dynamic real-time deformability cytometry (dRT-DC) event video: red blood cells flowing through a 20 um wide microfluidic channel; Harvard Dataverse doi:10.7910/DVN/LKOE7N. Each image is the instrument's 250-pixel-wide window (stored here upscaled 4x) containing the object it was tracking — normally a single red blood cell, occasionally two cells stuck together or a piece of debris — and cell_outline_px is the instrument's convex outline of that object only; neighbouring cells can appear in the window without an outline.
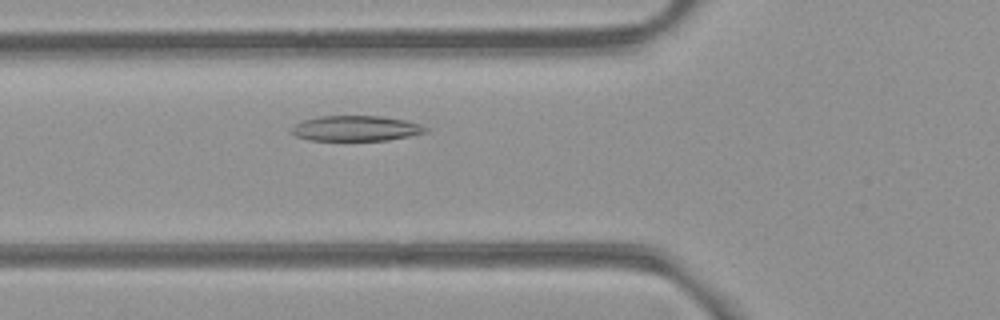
{"species": "common noctule bat (a hibernating species)", "species_latin": "Nyctalus noctula", "temperature_condition": "room temperature", "stored_images_in_passage": 43, "camera_frame_rate_fps": 3000, "um_per_image_px": 0.085, "animal": {"sex": "female", "body_mass_g": 21.9}, "frame": {"image": 1, "passage_image": 14, "time_ms": 4.333, "image_size_px": [1000, 320], "cell_outline_px": [[428, 132], [388, 140], [308, 140], [296, 136], [288, 132], [288, 128], [304, 120], [320, 116], [380, 116], [404, 120], [420, 124], [428, 128]], "centroid_in_image_um": [30.21, 10.91], "position_along_channel_um": 95.6, "area_um2": 19.83}}
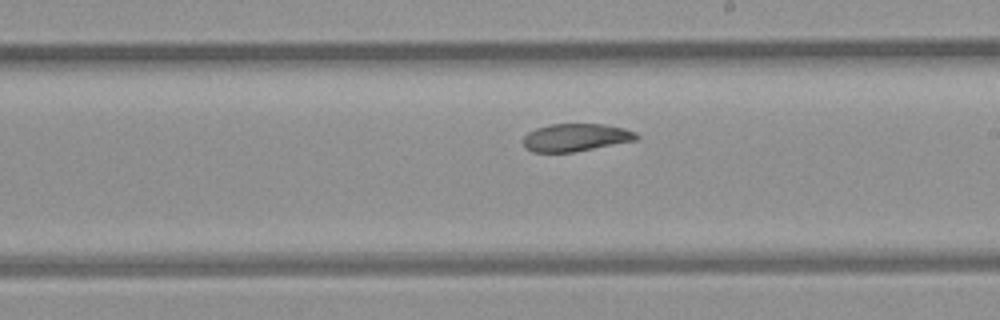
{"frame": {"image": 2, "passage_image": 25, "time_ms": 8.0, "image_size_px": [1000, 320], "cell_outline_px": [[640, 140], [572, 152], [532, 152], [524, 148], [524, 136], [528, 132], [536, 128], [552, 124], [604, 124], [624, 128], [636, 132], [640, 136]], "centroid_in_image_um": [48.98, 11.69], "position_along_channel_um": 240.0, "area_um2": 18.44}}
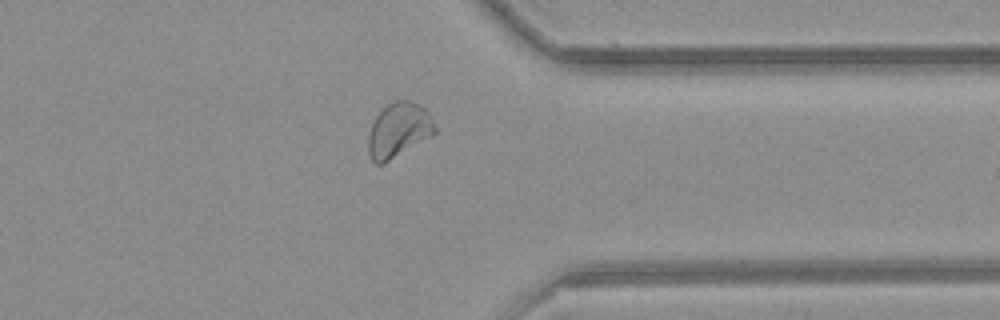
{"frame": {"image": 3, "passage_image": 36, "time_ms": 11.667, "image_size_px": [1000, 320], "cell_outline_px": [[436, 132], [432, 136], [384, 164], [376, 164], [372, 160], [368, 152], [368, 136], [372, 124], [376, 116], [388, 104], [396, 100], [408, 100], [420, 104], [428, 112], [436, 128]], "centroid_in_image_um": [33.89, 11.07], "position_along_channel_um": 377.5, "area_um2": 21.21}, "authors_computed_cell_mechanics": {"area_um2": 20.519, "velocity_mm_per_s": 3.9234, "shape_relaxation_time_tau1_ms": 5.3808, "shape_relaxation_time_tau2_ms": 1.6784, "deformation_change_tau1": 0.1525, "deformation_change_tau2": 0.0716}}